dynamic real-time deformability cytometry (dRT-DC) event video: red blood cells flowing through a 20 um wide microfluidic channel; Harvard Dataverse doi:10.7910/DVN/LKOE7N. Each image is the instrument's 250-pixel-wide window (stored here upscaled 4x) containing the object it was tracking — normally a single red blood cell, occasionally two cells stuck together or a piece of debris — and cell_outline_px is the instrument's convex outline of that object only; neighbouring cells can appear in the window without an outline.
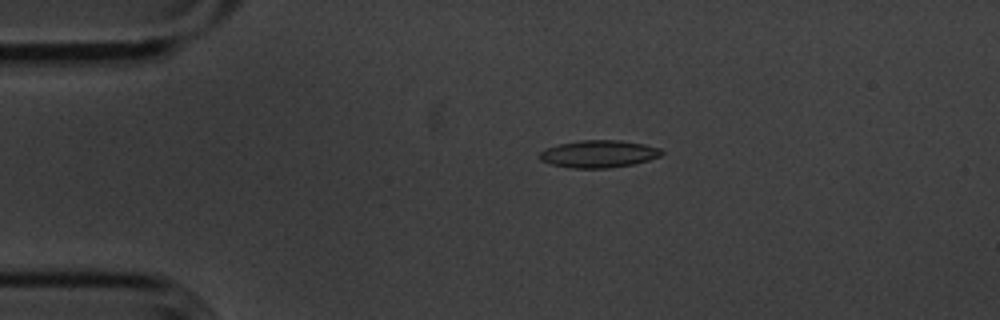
{"species": "common noctule bat (a hibernating species)", "species_latin": "Nyctalus noctula", "temperature_condition": "cold", "stored_images_in_passage": 52, "camera_frame_rate_fps": 3000, "um_per_image_px": 0.085, "animal": {"sex": "male", "body_mass_g": 20.1, "forearm_length_mm": 53.5}, "frame": {"image": 1, "passage_image": 8, "time_ms": 2.333, "image_size_px": [1000, 320], "cell_outline_px": [[664, 152], [660, 156], [648, 160], [632, 164], [608, 168], [572, 168], [548, 164], [540, 160], [536, 156], [544, 148], [560, 144], [580, 140], [620, 140], [644, 144], [660, 148]], "centroid_in_image_um": [50.84, 13.08], "position_along_channel_um": 34.2, "area_um2": 19.59}}
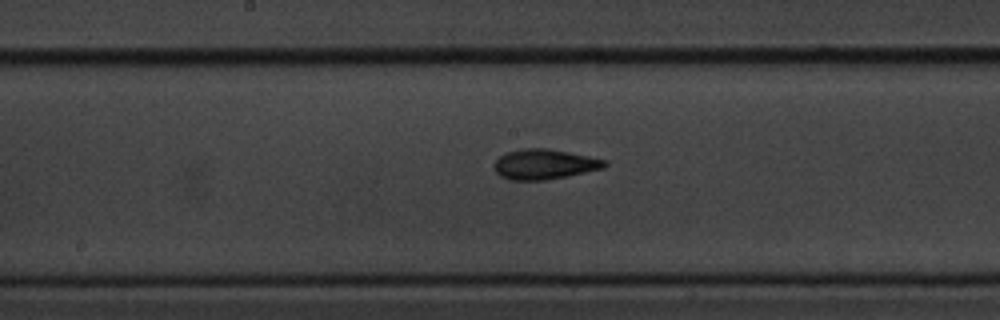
{"frame": {"image": 2, "passage_image": 25, "time_ms": 8.0, "image_size_px": [1000, 320], "cell_outline_px": [[608, 164], [604, 168], [544, 180], [508, 180], [500, 176], [492, 168], [492, 164], [500, 156], [508, 152], [524, 148], [548, 148], [608, 160]], "centroid_in_image_um": [46.24, 13.96], "position_along_channel_um": 202.0, "area_um2": 19.36}}
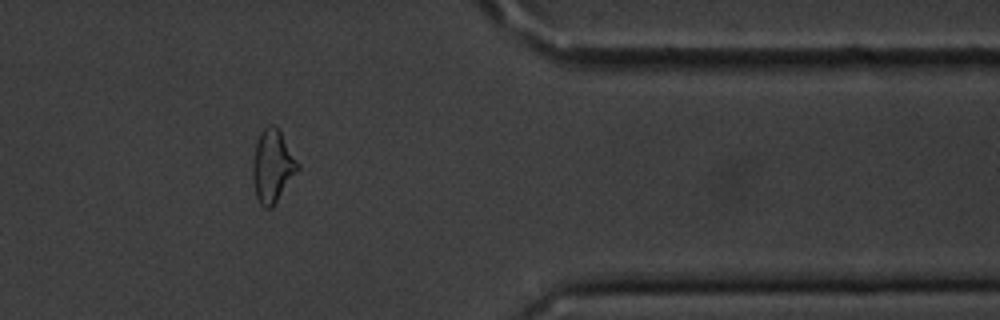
{"frame": {"image": 3, "passage_image": 42, "time_ms": 13.667, "image_size_px": [1000, 320], "cell_outline_px": [[300, 168], [272, 208], [264, 208], [260, 204], [256, 196], [252, 180], [252, 164], [256, 144], [260, 132], [268, 124], [272, 124], [280, 132], [300, 164]], "centroid_in_image_um": [23.16, 14.14], "position_along_channel_um": 388.2, "area_um2": 19.02}, "authors_computed_cell_mechanics": {"area_um2": 18.8428, "velocity_mm_per_s": 3.6114, "shape_relaxation_time_tau1_ms": 4.5148, "shape_relaxation_time_tau2_ms": 4.371, "deformation_change_tau1": 0.1315, "deformation_change_tau2": 0.1287}}